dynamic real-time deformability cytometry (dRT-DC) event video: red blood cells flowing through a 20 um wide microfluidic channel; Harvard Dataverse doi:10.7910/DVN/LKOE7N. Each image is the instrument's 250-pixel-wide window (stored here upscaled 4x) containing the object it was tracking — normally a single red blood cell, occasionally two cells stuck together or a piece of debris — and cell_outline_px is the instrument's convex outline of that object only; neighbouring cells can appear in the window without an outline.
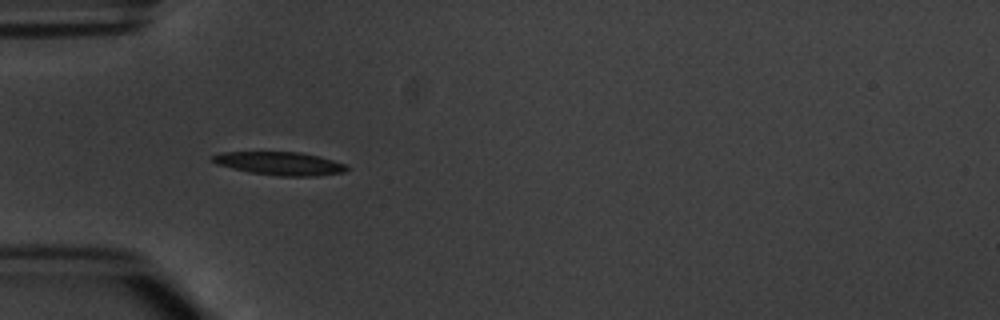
{"species": "common noctule bat (a hibernating species)", "species_latin": "Nyctalus noctula", "temperature_condition": "warm", "stored_images_in_passage": 6, "camera_frame_rate_fps": 3000, "um_per_image_px": 0.085, "animal": {"sex": "male", "body_mass_g": 20.1, "forearm_length_mm": 53.5}, "frame": {"image": 1, "passage_image": 2, "time_ms": 2.0, "image_size_px": [1000, 320], "cell_outline_px": [[348, 168], [344, 172], [316, 176], [280, 176], [248, 172], [216, 164], [212, 160], [212, 156], [224, 152], [300, 152], [320, 156], [344, 164]], "centroid_in_image_um": [23.78, 13.9], "position_along_channel_um": 61.2, "area_um2": 18.03}}
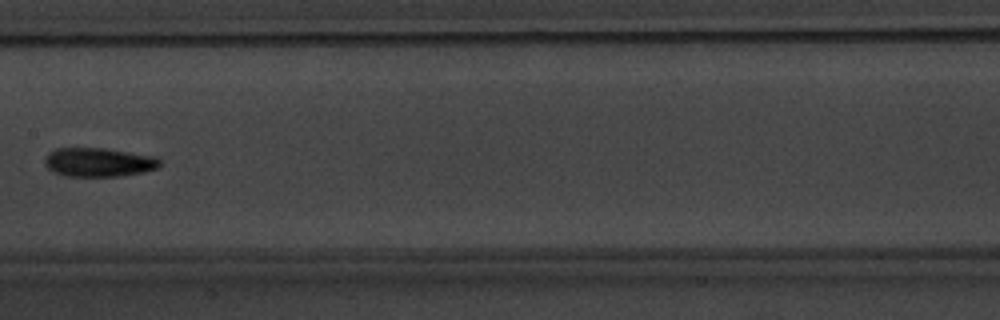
{"frame": {"image": 2, "passage_image": 5, "time_ms": 5.667, "image_size_px": [1000, 320], "cell_outline_px": [[160, 164], [156, 168], [144, 172], [120, 176], [64, 176], [52, 172], [44, 164], [44, 160], [48, 152], [56, 148], [104, 148], [156, 156], [160, 160]], "centroid_in_image_um": [8.35, 13.79], "position_along_channel_um": 199.0, "area_um2": 19.54}}